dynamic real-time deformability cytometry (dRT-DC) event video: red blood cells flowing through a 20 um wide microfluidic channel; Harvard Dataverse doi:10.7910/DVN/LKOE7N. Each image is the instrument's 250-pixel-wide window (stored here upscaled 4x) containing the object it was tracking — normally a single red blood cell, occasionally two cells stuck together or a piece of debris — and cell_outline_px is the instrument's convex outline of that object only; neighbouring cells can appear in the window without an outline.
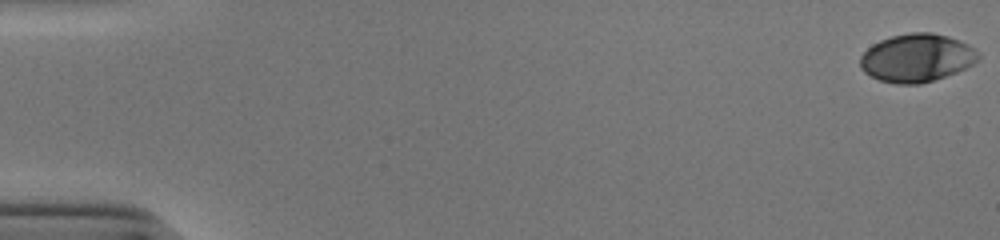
{"species": "human", "species_latin": "Homo sapiens", "temperature_condition": "cold", "stored_images_in_passage": 52, "camera_frame_rate_fps": 3000, "um_per_image_px": 0.085, "donor": {"sex": "male"}, "frame": {"image": 1, "passage_image": 1, "time_ms": 0.0, "image_size_px": [1000, 240], "cell_outline_px": [[980, 60], [956, 72], [920, 84], [896, 84], [880, 80], [864, 72], [860, 68], [860, 56], [872, 44], [880, 40], [892, 36], [908, 32], [932, 32], [948, 36], [960, 40], [968, 44], [980, 56]], "centroid_in_image_um": [77.91, 4.91], "position_along_channel_um": 7.1, "area_um2": 33.06}}
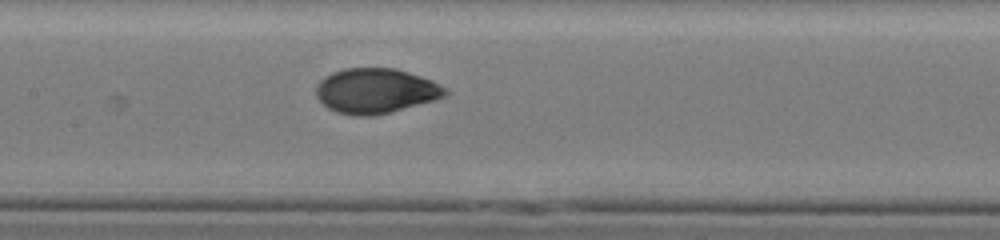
{"frame": {"image": 2, "passage_image": 27, "time_ms": 8.667, "image_size_px": [1000, 240], "cell_outline_px": [[448, 92], [444, 96], [432, 100], [388, 112], [372, 116], [356, 116], [336, 112], [328, 108], [316, 96], [316, 84], [324, 76], [332, 72], [344, 68], [396, 68], [432, 80], [444, 88]], "centroid_in_image_um": [31.87, 7.71], "position_along_channel_um": 175.5, "area_um2": 33.52}}
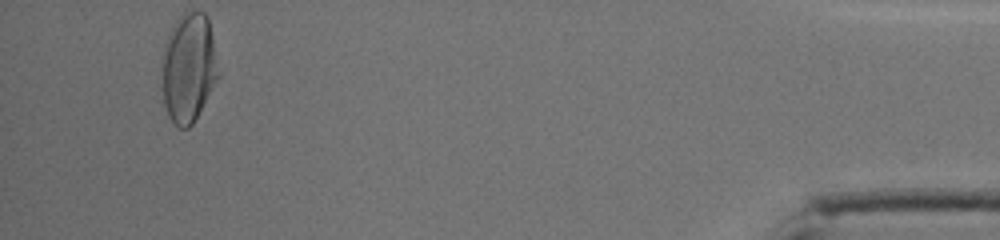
{"frame": {"image": 3, "passage_image": 51, "time_ms": 16.667, "image_size_px": [1000, 240], "cell_outline_px": [[220, 76], [192, 124], [188, 128], [180, 128], [168, 116], [164, 104], [160, 88], [160, 60], [164, 44], [176, 20], [180, 16], [188, 12], [204, 12], [208, 16]], "centroid_in_image_um": [15.99, 5.78], "position_along_channel_um": 419.2, "area_um2": 36.41}, "authors_computed_cell_mechanics": {"area_um2": 32.8882, "velocity_mm_per_s": 3.9169, "shape_relaxation_time_tau1_ms": 3.7998, "shape_relaxation_time_tau2_ms": 0.6002, "deformation_change_tau1": 0.1651, "deformation_change_tau2": 0.0359}}